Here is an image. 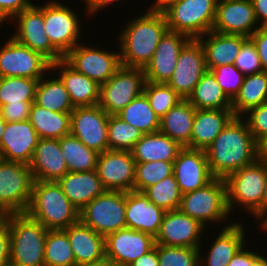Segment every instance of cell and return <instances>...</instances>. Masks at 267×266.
<instances>
[{"instance_id": "25", "label": "cell", "mask_w": 267, "mask_h": 266, "mask_svg": "<svg viewBox=\"0 0 267 266\" xmlns=\"http://www.w3.org/2000/svg\"><path fill=\"white\" fill-rule=\"evenodd\" d=\"M64 231L75 256V266H92L106 262L104 236L80 220Z\"/></svg>"}, {"instance_id": "60", "label": "cell", "mask_w": 267, "mask_h": 266, "mask_svg": "<svg viewBox=\"0 0 267 266\" xmlns=\"http://www.w3.org/2000/svg\"><path fill=\"white\" fill-rule=\"evenodd\" d=\"M251 266H267V256L259 252V254L252 260Z\"/></svg>"}, {"instance_id": "41", "label": "cell", "mask_w": 267, "mask_h": 266, "mask_svg": "<svg viewBox=\"0 0 267 266\" xmlns=\"http://www.w3.org/2000/svg\"><path fill=\"white\" fill-rule=\"evenodd\" d=\"M38 82L24 77H0V106L34 102Z\"/></svg>"}, {"instance_id": "31", "label": "cell", "mask_w": 267, "mask_h": 266, "mask_svg": "<svg viewBox=\"0 0 267 266\" xmlns=\"http://www.w3.org/2000/svg\"><path fill=\"white\" fill-rule=\"evenodd\" d=\"M234 117L232 109H196L191 149L206 150Z\"/></svg>"}, {"instance_id": "18", "label": "cell", "mask_w": 267, "mask_h": 266, "mask_svg": "<svg viewBox=\"0 0 267 266\" xmlns=\"http://www.w3.org/2000/svg\"><path fill=\"white\" fill-rule=\"evenodd\" d=\"M154 246L152 235L126 227L105 237L106 262L114 266H129Z\"/></svg>"}, {"instance_id": "13", "label": "cell", "mask_w": 267, "mask_h": 266, "mask_svg": "<svg viewBox=\"0 0 267 266\" xmlns=\"http://www.w3.org/2000/svg\"><path fill=\"white\" fill-rule=\"evenodd\" d=\"M35 4L10 20V24L14 26L16 23L15 28H17L10 36L20 44L41 53L51 63L64 59V56L51 44L49 37L46 35L44 4L42 6Z\"/></svg>"}, {"instance_id": "21", "label": "cell", "mask_w": 267, "mask_h": 266, "mask_svg": "<svg viewBox=\"0 0 267 266\" xmlns=\"http://www.w3.org/2000/svg\"><path fill=\"white\" fill-rule=\"evenodd\" d=\"M173 174L183 194L205 187L215 179L205 150L184 147L174 160Z\"/></svg>"}, {"instance_id": "53", "label": "cell", "mask_w": 267, "mask_h": 266, "mask_svg": "<svg viewBox=\"0 0 267 266\" xmlns=\"http://www.w3.org/2000/svg\"><path fill=\"white\" fill-rule=\"evenodd\" d=\"M247 245L248 242L246 246L244 245L241 250L235 254V256L228 262L227 266H251L252 260L259 254L258 252L260 251H253V249Z\"/></svg>"}, {"instance_id": "46", "label": "cell", "mask_w": 267, "mask_h": 266, "mask_svg": "<svg viewBox=\"0 0 267 266\" xmlns=\"http://www.w3.org/2000/svg\"><path fill=\"white\" fill-rule=\"evenodd\" d=\"M159 266H200L199 249L155 244Z\"/></svg>"}, {"instance_id": "1", "label": "cell", "mask_w": 267, "mask_h": 266, "mask_svg": "<svg viewBox=\"0 0 267 266\" xmlns=\"http://www.w3.org/2000/svg\"><path fill=\"white\" fill-rule=\"evenodd\" d=\"M210 171L215 178L250 165L258 159V142L246 121L235 116L205 150Z\"/></svg>"}, {"instance_id": "19", "label": "cell", "mask_w": 267, "mask_h": 266, "mask_svg": "<svg viewBox=\"0 0 267 266\" xmlns=\"http://www.w3.org/2000/svg\"><path fill=\"white\" fill-rule=\"evenodd\" d=\"M206 232L207 228L198 220L179 209L166 211L155 237V244L198 249Z\"/></svg>"}, {"instance_id": "38", "label": "cell", "mask_w": 267, "mask_h": 266, "mask_svg": "<svg viewBox=\"0 0 267 266\" xmlns=\"http://www.w3.org/2000/svg\"><path fill=\"white\" fill-rule=\"evenodd\" d=\"M116 115L142 131L143 134L154 133L160 129V117L155 114L144 93L133 99Z\"/></svg>"}, {"instance_id": "6", "label": "cell", "mask_w": 267, "mask_h": 266, "mask_svg": "<svg viewBox=\"0 0 267 266\" xmlns=\"http://www.w3.org/2000/svg\"><path fill=\"white\" fill-rule=\"evenodd\" d=\"M178 209L207 229L215 223H222V226L225 223L228 227L235 222L229 223L228 218L233 217L227 206L226 183L222 178H215L205 187L183 194Z\"/></svg>"}, {"instance_id": "40", "label": "cell", "mask_w": 267, "mask_h": 266, "mask_svg": "<svg viewBox=\"0 0 267 266\" xmlns=\"http://www.w3.org/2000/svg\"><path fill=\"white\" fill-rule=\"evenodd\" d=\"M44 266H75V256L64 230H48Z\"/></svg>"}, {"instance_id": "57", "label": "cell", "mask_w": 267, "mask_h": 266, "mask_svg": "<svg viewBox=\"0 0 267 266\" xmlns=\"http://www.w3.org/2000/svg\"><path fill=\"white\" fill-rule=\"evenodd\" d=\"M129 266H159L157 249L154 247L151 251L139 257Z\"/></svg>"}, {"instance_id": "9", "label": "cell", "mask_w": 267, "mask_h": 266, "mask_svg": "<svg viewBox=\"0 0 267 266\" xmlns=\"http://www.w3.org/2000/svg\"><path fill=\"white\" fill-rule=\"evenodd\" d=\"M59 0L44 3V29L51 44L65 56L81 43L82 20L74 8Z\"/></svg>"}, {"instance_id": "32", "label": "cell", "mask_w": 267, "mask_h": 266, "mask_svg": "<svg viewBox=\"0 0 267 266\" xmlns=\"http://www.w3.org/2000/svg\"><path fill=\"white\" fill-rule=\"evenodd\" d=\"M195 107L187 100H180L162 118L159 131L178 142L183 148L191 149V135Z\"/></svg>"}, {"instance_id": "10", "label": "cell", "mask_w": 267, "mask_h": 266, "mask_svg": "<svg viewBox=\"0 0 267 266\" xmlns=\"http://www.w3.org/2000/svg\"><path fill=\"white\" fill-rule=\"evenodd\" d=\"M33 183L29 165L0 158V205L7 212L26 213Z\"/></svg>"}, {"instance_id": "44", "label": "cell", "mask_w": 267, "mask_h": 266, "mask_svg": "<svg viewBox=\"0 0 267 266\" xmlns=\"http://www.w3.org/2000/svg\"><path fill=\"white\" fill-rule=\"evenodd\" d=\"M173 169L174 161L136 162L134 191L143 192L149 186L173 175Z\"/></svg>"}, {"instance_id": "11", "label": "cell", "mask_w": 267, "mask_h": 266, "mask_svg": "<svg viewBox=\"0 0 267 266\" xmlns=\"http://www.w3.org/2000/svg\"><path fill=\"white\" fill-rule=\"evenodd\" d=\"M145 83L146 77L142 68L121 65L106 83L100 85L98 105L109 115H116L144 93Z\"/></svg>"}, {"instance_id": "63", "label": "cell", "mask_w": 267, "mask_h": 266, "mask_svg": "<svg viewBox=\"0 0 267 266\" xmlns=\"http://www.w3.org/2000/svg\"><path fill=\"white\" fill-rule=\"evenodd\" d=\"M259 229H267V212L256 222Z\"/></svg>"}, {"instance_id": "65", "label": "cell", "mask_w": 267, "mask_h": 266, "mask_svg": "<svg viewBox=\"0 0 267 266\" xmlns=\"http://www.w3.org/2000/svg\"><path fill=\"white\" fill-rule=\"evenodd\" d=\"M92 266H114L113 264L109 263V262H104L102 264H98V265H92Z\"/></svg>"}, {"instance_id": "64", "label": "cell", "mask_w": 267, "mask_h": 266, "mask_svg": "<svg viewBox=\"0 0 267 266\" xmlns=\"http://www.w3.org/2000/svg\"><path fill=\"white\" fill-rule=\"evenodd\" d=\"M5 127H6V122L0 116V141L2 139V134H3L4 130H5Z\"/></svg>"}, {"instance_id": "36", "label": "cell", "mask_w": 267, "mask_h": 266, "mask_svg": "<svg viewBox=\"0 0 267 266\" xmlns=\"http://www.w3.org/2000/svg\"><path fill=\"white\" fill-rule=\"evenodd\" d=\"M195 109H232V101L225 95L214 75L206 71L187 99Z\"/></svg>"}, {"instance_id": "26", "label": "cell", "mask_w": 267, "mask_h": 266, "mask_svg": "<svg viewBox=\"0 0 267 266\" xmlns=\"http://www.w3.org/2000/svg\"><path fill=\"white\" fill-rule=\"evenodd\" d=\"M166 211L150 202L148 197L139 191L126 192V227L152 235L159 232Z\"/></svg>"}, {"instance_id": "55", "label": "cell", "mask_w": 267, "mask_h": 266, "mask_svg": "<svg viewBox=\"0 0 267 266\" xmlns=\"http://www.w3.org/2000/svg\"><path fill=\"white\" fill-rule=\"evenodd\" d=\"M117 1L119 2L120 0H84L86 7L85 13L87 16H95V14L97 15L98 11L101 12L103 8L106 9L115 2L117 3Z\"/></svg>"}, {"instance_id": "33", "label": "cell", "mask_w": 267, "mask_h": 266, "mask_svg": "<svg viewBox=\"0 0 267 266\" xmlns=\"http://www.w3.org/2000/svg\"><path fill=\"white\" fill-rule=\"evenodd\" d=\"M183 147L160 131L144 134L131 150L135 162L174 161Z\"/></svg>"}, {"instance_id": "54", "label": "cell", "mask_w": 267, "mask_h": 266, "mask_svg": "<svg viewBox=\"0 0 267 266\" xmlns=\"http://www.w3.org/2000/svg\"><path fill=\"white\" fill-rule=\"evenodd\" d=\"M10 261V229L8 222L0 227V266Z\"/></svg>"}, {"instance_id": "29", "label": "cell", "mask_w": 267, "mask_h": 266, "mask_svg": "<svg viewBox=\"0 0 267 266\" xmlns=\"http://www.w3.org/2000/svg\"><path fill=\"white\" fill-rule=\"evenodd\" d=\"M248 39L243 35L221 34L213 30L199 37L205 53L207 70L234 64L242 45Z\"/></svg>"}, {"instance_id": "17", "label": "cell", "mask_w": 267, "mask_h": 266, "mask_svg": "<svg viewBox=\"0 0 267 266\" xmlns=\"http://www.w3.org/2000/svg\"><path fill=\"white\" fill-rule=\"evenodd\" d=\"M135 170L131 151L107 150L98 155L96 171L105 190H134Z\"/></svg>"}, {"instance_id": "15", "label": "cell", "mask_w": 267, "mask_h": 266, "mask_svg": "<svg viewBox=\"0 0 267 266\" xmlns=\"http://www.w3.org/2000/svg\"><path fill=\"white\" fill-rule=\"evenodd\" d=\"M108 119L109 114L98 104L75 107L71 112L70 134L100 154L109 150Z\"/></svg>"}, {"instance_id": "52", "label": "cell", "mask_w": 267, "mask_h": 266, "mask_svg": "<svg viewBox=\"0 0 267 266\" xmlns=\"http://www.w3.org/2000/svg\"><path fill=\"white\" fill-rule=\"evenodd\" d=\"M249 39L255 45L262 70L267 72V27H259Z\"/></svg>"}, {"instance_id": "62", "label": "cell", "mask_w": 267, "mask_h": 266, "mask_svg": "<svg viewBox=\"0 0 267 266\" xmlns=\"http://www.w3.org/2000/svg\"><path fill=\"white\" fill-rule=\"evenodd\" d=\"M267 212V181L264 188V195L262 201V216Z\"/></svg>"}, {"instance_id": "7", "label": "cell", "mask_w": 267, "mask_h": 266, "mask_svg": "<svg viewBox=\"0 0 267 266\" xmlns=\"http://www.w3.org/2000/svg\"><path fill=\"white\" fill-rule=\"evenodd\" d=\"M216 0H177L165 7L169 31L178 32L190 39H198L212 30Z\"/></svg>"}, {"instance_id": "27", "label": "cell", "mask_w": 267, "mask_h": 266, "mask_svg": "<svg viewBox=\"0 0 267 266\" xmlns=\"http://www.w3.org/2000/svg\"><path fill=\"white\" fill-rule=\"evenodd\" d=\"M34 180L57 182L69 172L60 139H40L29 164Z\"/></svg>"}, {"instance_id": "23", "label": "cell", "mask_w": 267, "mask_h": 266, "mask_svg": "<svg viewBox=\"0 0 267 266\" xmlns=\"http://www.w3.org/2000/svg\"><path fill=\"white\" fill-rule=\"evenodd\" d=\"M40 138L29 122H6L0 141V158L29 165Z\"/></svg>"}, {"instance_id": "50", "label": "cell", "mask_w": 267, "mask_h": 266, "mask_svg": "<svg viewBox=\"0 0 267 266\" xmlns=\"http://www.w3.org/2000/svg\"><path fill=\"white\" fill-rule=\"evenodd\" d=\"M34 102H22L0 106V116L5 122L29 120L30 108Z\"/></svg>"}, {"instance_id": "24", "label": "cell", "mask_w": 267, "mask_h": 266, "mask_svg": "<svg viewBox=\"0 0 267 266\" xmlns=\"http://www.w3.org/2000/svg\"><path fill=\"white\" fill-rule=\"evenodd\" d=\"M243 222L235 221L232 225L226 227L225 224L217 231L215 240H212L209 250L203 252L202 245L199 249V265L200 266H227L228 262L235 256V254L246 245V236L248 234L244 229ZM205 253H207L205 255ZM204 254V256L202 255Z\"/></svg>"}, {"instance_id": "14", "label": "cell", "mask_w": 267, "mask_h": 266, "mask_svg": "<svg viewBox=\"0 0 267 266\" xmlns=\"http://www.w3.org/2000/svg\"><path fill=\"white\" fill-rule=\"evenodd\" d=\"M0 46V77L41 79L51 62L41 53L15 41L11 36Z\"/></svg>"}, {"instance_id": "16", "label": "cell", "mask_w": 267, "mask_h": 266, "mask_svg": "<svg viewBox=\"0 0 267 266\" xmlns=\"http://www.w3.org/2000/svg\"><path fill=\"white\" fill-rule=\"evenodd\" d=\"M206 71L202 44L198 39H190L180 51L176 68L167 84L182 99H188Z\"/></svg>"}, {"instance_id": "56", "label": "cell", "mask_w": 267, "mask_h": 266, "mask_svg": "<svg viewBox=\"0 0 267 266\" xmlns=\"http://www.w3.org/2000/svg\"><path fill=\"white\" fill-rule=\"evenodd\" d=\"M257 22L260 27H267V0H251Z\"/></svg>"}, {"instance_id": "48", "label": "cell", "mask_w": 267, "mask_h": 266, "mask_svg": "<svg viewBox=\"0 0 267 266\" xmlns=\"http://www.w3.org/2000/svg\"><path fill=\"white\" fill-rule=\"evenodd\" d=\"M234 65L246 76L262 72V66L255 45L248 39L241 47Z\"/></svg>"}, {"instance_id": "4", "label": "cell", "mask_w": 267, "mask_h": 266, "mask_svg": "<svg viewBox=\"0 0 267 266\" xmlns=\"http://www.w3.org/2000/svg\"><path fill=\"white\" fill-rule=\"evenodd\" d=\"M230 214L238 210L251 214L255 223L262 217V201L267 181V163L257 159L229 174L225 179ZM243 208V210H242Z\"/></svg>"}, {"instance_id": "67", "label": "cell", "mask_w": 267, "mask_h": 266, "mask_svg": "<svg viewBox=\"0 0 267 266\" xmlns=\"http://www.w3.org/2000/svg\"><path fill=\"white\" fill-rule=\"evenodd\" d=\"M259 231L266 232V235H267V229H259Z\"/></svg>"}, {"instance_id": "5", "label": "cell", "mask_w": 267, "mask_h": 266, "mask_svg": "<svg viewBox=\"0 0 267 266\" xmlns=\"http://www.w3.org/2000/svg\"><path fill=\"white\" fill-rule=\"evenodd\" d=\"M7 222L10 229V261L20 266H44L48 230L27 213L9 214Z\"/></svg>"}, {"instance_id": "30", "label": "cell", "mask_w": 267, "mask_h": 266, "mask_svg": "<svg viewBox=\"0 0 267 266\" xmlns=\"http://www.w3.org/2000/svg\"><path fill=\"white\" fill-rule=\"evenodd\" d=\"M57 183L79 211L106 191L96 170L67 172Z\"/></svg>"}, {"instance_id": "66", "label": "cell", "mask_w": 267, "mask_h": 266, "mask_svg": "<svg viewBox=\"0 0 267 266\" xmlns=\"http://www.w3.org/2000/svg\"><path fill=\"white\" fill-rule=\"evenodd\" d=\"M4 266H20L15 263H12L11 261L7 262Z\"/></svg>"}, {"instance_id": "2", "label": "cell", "mask_w": 267, "mask_h": 266, "mask_svg": "<svg viewBox=\"0 0 267 266\" xmlns=\"http://www.w3.org/2000/svg\"><path fill=\"white\" fill-rule=\"evenodd\" d=\"M142 14L126 20L124 28L117 35L116 47H119L122 66L144 69L152 59L161 38L168 31L162 11L147 9Z\"/></svg>"}, {"instance_id": "39", "label": "cell", "mask_w": 267, "mask_h": 266, "mask_svg": "<svg viewBox=\"0 0 267 266\" xmlns=\"http://www.w3.org/2000/svg\"><path fill=\"white\" fill-rule=\"evenodd\" d=\"M60 146L69 172L96 170L99 153L72 134L60 138Z\"/></svg>"}, {"instance_id": "49", "label": "cell", "mask_w": 267, "mask_h": 266, "mask_svg": "<svg viewBox=\"0 0 267 266\" xmlns=\"http://www.w3.org/2000/svg\"><path fill=\"white\" fill-rule=\"evenodd\" d=\"M254 139L259 142L267 135V101L249 109L242 116Z\"/></svg>"}, {"instance_id": "43", "label": "cell", "mask_w": 267, "mask_h": 266, "mask_svg": "<svg viewBox=\"0 0 267 266\" xmlns=\"http://www.w3.org/2000/svg\"><path fill=\"white\" fill-rule=\"evenodd\" d=\"M143 193L148 197L150 202L165 211L178 209L182 198V193L175 180L174 174L149 186Z\"/></svg>"}, {"instance_id": "28", "label": "cell", "mask_w": 267, "mask_h": 266, "mask_svg": "<svg viewBox=\"0 0 267 266\" xmlns=\"http://www.w3.org/2000/svg\"><path fill=\"white\" fill-rule=\"evenodd\" d=\"M51 72L59 75L74 107L94 106L99 103L100 85L77 72L64 59L51 63Z\"/></svg>"}, {"instance_id": "35", "label": "cell", "mask_w": 267, "mask_h": 266, "mask_svg": "<svg viewBox=\"0 0 267 266\" xmlns=\"http://www.w3.org/2000/svg\"><path fill=\"white\" fill-rule=\"evenodd\" d=\"M49 73L52 75L50 70L39 79L34 102L54 112L71 113L75 107L71 102L68 91L56 73L54 74L55 77L53 75L51 77ZM47 75H50V77Z\"/></svg>"}, {"instance_id": "45", "label": "cell", "mask_w": 267, "mask_h": 266, "mask_svg": "<svg viewBox=\"0 0 267 266\" xmlns=\"http://www.w3.org/2000/svg\"><path fill=\"white\" fill-rule=\"evenodd\" d=\"M144 94L155 114L162 118L182 98L168 85L146 81Z\"/></svg>"}, {"instance_id": "61", "label": "cell", "mask_w": 267, "mask_h": 266, "mask_svg": "<svg viewBox=\"0 0 267 266\" xmlns=\"http://www.w3.org/2000/svg\"><path fill=\"white\" fill-rule=\"evenodd\" d=\"M9 212H7L1 205H0V227H2L9 217Z\"/></svg>"}, {"instance_id": "34", "label": "cell", "mask_w": 267, "mask_h": 266, "mask_svg": "<svg viewBox=\"0 0 267 266\" xmlns=\"http://www.w3.org/2000/svg\"><path fill=\"white\" fill-rule=\"evenodd\" d=\"M29 122L40 139H60L70 134L71 113L54 112L34 102L30 108Z\"/></svg>"}, {"instance_id": "59", "label": "cell", "mask_w": 267, "mask_h": 266, "mask_svg": "<svg viewBox=\"0 0 267 266\" xmlns=\"http://www.w3.org/2000/svg\"><path fill=\"white\" fill-rule=\"evenodd\" d=\"M177 1V0H154L153 3L150 4V7L147 9L153 11H162L165 7H167L170 3Z\"/></svg>"}, {"instance_id": "22", "label": "cell", "mask_w": 267, "mask_h": 266, "mask_svg": "<svg viewBox=\"0 0 267 266\" xmlns=\"http://www.w3.org/2000/svg\"><path fill=\"white\" fill-rule=\"evenodd\" d=\"M189 40L184 34L168 30L161 38L152 59L143 69L146 81L167 84L176 68L180 51Z\"/></svg>"}, {"instance_id": "20", "label": "cell", "mask_w": 267, "mask_h": 266, "mask_svg": "<svg viewBox=\"0 0 267 266\" xmlns=\"http://www.w3.org/2000/svg\"><path fill=\"white\" fill-rule=\"evenodd\" d=\"M258 25L251 0H226L217 3L213 31L249 38L260 27Z\"/></svg>"}, {"instance_id": "8", "label": "cell", "mask_w": 267, "mask_h": 266, "mask_svg": "<svg viewBox=\"0 0 267 266\" xmlns=\"http://www.w3.org/2000/svg\"><path fill=\"white\" fill-rule=\"evenodd\" d=\"M125 211L126 192L106 190L80 210L79 220L106 237L126 228Z\"/></svg>"}, {"instance_id": "37", "label": "cell", "mask_w": 267, "mask_h": 266, "mask_svg": "<svg viewBox=\"0 0 267 266\" xmlns=\"http://www.w3.org/2000/svg\"><path fill=\"white\" fill-rule=\"evenodd\" d=\"M267 101V72L246 75L238 95L232 101L235 116H242L249 109Z\"/></svg>"}, {"instance_id": "42", "label": "cell", "mask_w": 267, "mask_h": 266, "mask_svg": "<svg viewBox=\"0 0 267 266\" xmlns=\"http://www.w3.org/2000/svg\"><path fill=\"white\" fill-rule=\"evenodd\" d=\"M107 135L109 150L131 151L144 134L117 115H109Z\"/></svg>"}, {"instance_id": "51", "label": "cell", "mask_w": 267, "mask_h": 266, "mask_svg": "<svg viewBox=\"0 0 267 266\" xmlns=\"http://www.w3.org/2000/svg\"><path fill=\"white\" fill-rule=\"evenodd\" d=\"M33 4L31 0H0V27Z\"/></svg>"}, {"instance_id": "12", "label": "cell", "mask_w": 267, "mask_h": 266, "mask_svg": "<svg viewBox=\"0 0 267 266\" xmlns=\"http://www.w3.org/2000/svg\"><path fill=\"white\" fill-rule=\"evenodd\" d=\"M99 48L100 45L81 42L64 56V60L77 72L101 85L115 74L121 62L119 50Z\"/></svg>"}, {"instance_id": "47", "label": "cell", "mask_w": 267, "mask_h": 266, "mask_svg": "<svg viewBox=\"0 0 267 266\" xmlns=\"http://www.w3.org/2000/svg\"><path fill=\"white\" fill-rule=\"evenodd\" d=\"M225 95L233 101L244 82L245 75L234 65H223L210 70Z\"/></svg>"}, {"instance_id": "58", "label": "cell", "mask_w": 267, "mask_h": 266, "mask_svg": "<svg viewBox=\"0 0 267 266\" xmlns=\"http://www.w3.org/2000/svg\"><path fill=\"white\" fill-rule=\"evenodd\" d=\"M258 159L267 163V135L258 142Z\"/></svg>"}, {"instance_id": "3", "label": "cell", "mask_w": 267, "mask_h": 266, "mask_svg": "<svg viewBox=\"0 0 267 266\" xmlns=\"http://www.w3.org/2000/svg\"><path fill=\"white\" fill-rule=\"evenodd\" d=\"M26 213L47 230H64L79 221L80 211L57 182L34 180Z\"/></svg>"}]
</instances>
